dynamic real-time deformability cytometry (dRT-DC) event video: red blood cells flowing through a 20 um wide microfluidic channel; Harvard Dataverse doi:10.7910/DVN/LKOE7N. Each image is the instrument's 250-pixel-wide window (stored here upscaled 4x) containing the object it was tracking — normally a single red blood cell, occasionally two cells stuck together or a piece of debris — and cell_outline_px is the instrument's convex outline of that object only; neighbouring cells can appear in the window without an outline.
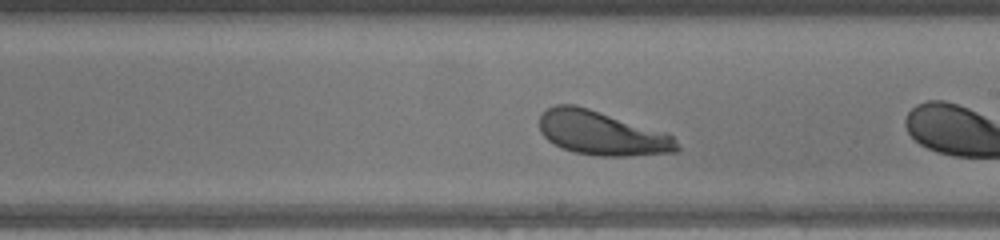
{"species": "human", "species_latin": "Homo sapiens", "temperature_condition": "warm", "stored_images_in_passage": 16, "camera_frame_rate_fps": 3000, "um_per_image_px": 0.085, "donor": {"sex": "male"}, "frame": {"image": 1, "passage_image": 12, "time_ms": 3.667, "image_size_px": [1000, 240], "cell_outline_px": [[680, 152], [624, 156], [596, 156], [576, 152], [564, 148], [548, 140], [540, 132], [540, 116], [548, 108], [556, 104], [572, 104], [588, 108], [672, 136], [676, 140], [680, 148]], "centroid_in_image_um": [51.13, 11.33], "position_along_channel_um": 237.9, "area_um2": 34.56}}